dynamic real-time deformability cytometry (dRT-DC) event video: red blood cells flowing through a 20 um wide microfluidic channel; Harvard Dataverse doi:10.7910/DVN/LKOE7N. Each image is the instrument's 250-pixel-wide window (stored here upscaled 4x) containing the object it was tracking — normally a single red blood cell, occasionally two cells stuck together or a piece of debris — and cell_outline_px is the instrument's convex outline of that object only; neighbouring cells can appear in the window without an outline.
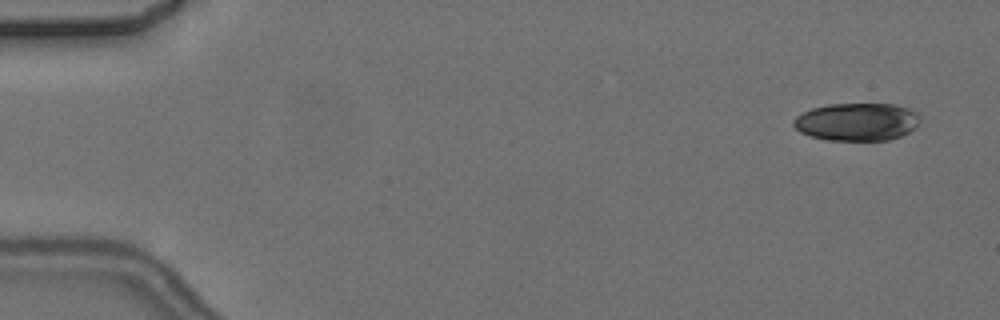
{"species": "common noctule bat (a hibernating species)", "species_latin": "Nyctalus noctula", "temperature_condition": "cold", "stored_images_in_passage": 2, "camera_frame_rate_fps": 3000, "um_per_image_px": 0.085, "animal": {"sex": "female", "body_mass_g": 24.6, "forearm_length_mm": 56.2}, "frame": {"image": 1, "passage_image": 2, "time_ms": 2.0, "image_size_px": [1000, 320], "cell_outline_px": [[920, 120], [916, 128], [900, 136], [888, 140], [828, 140], [812, 136], [800, 132], [792, 124], [792, 120], [796, 116], [812, 108], [828, 104], [896, 104], [920, 112]], "centroid_in_image_um": [72.87, 10.34], "position_along_channel_um": 12.1, "area_um2": 28.03}}